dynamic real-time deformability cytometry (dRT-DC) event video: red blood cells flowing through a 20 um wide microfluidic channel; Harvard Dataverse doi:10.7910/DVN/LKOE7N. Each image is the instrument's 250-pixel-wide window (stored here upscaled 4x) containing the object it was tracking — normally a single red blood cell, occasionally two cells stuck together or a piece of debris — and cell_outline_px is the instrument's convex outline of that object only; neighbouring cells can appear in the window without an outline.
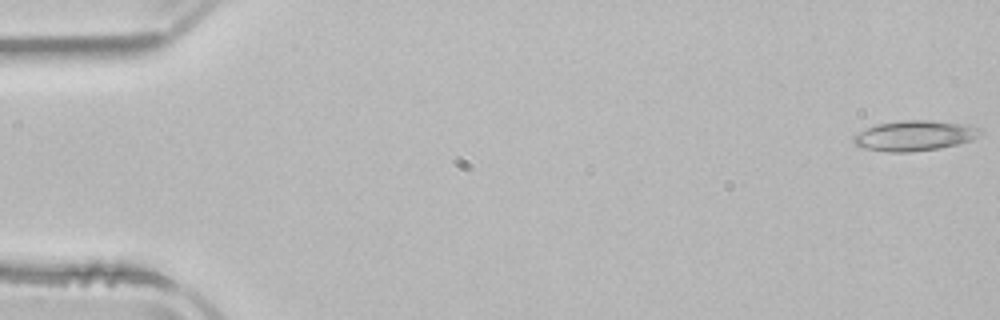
{"species": "common noctule bat (a hibernating species)", "species_latin": "Nyctalus noctula", "temperature_condition": "room temperature", "stored_images_in_passage": 6, "camera_frame_rate_fps": 3000, "um_per_image_px": 0.085, "animal": {"sex": "male", "body_mass_g": 21.5, "forearm_length_mm": 52.0}, "frame": {"image": 1, "passage_image": 1, "time_ms": 0.0, "image_size_px": [1000, 320], "cell_outline_px": [[984, 132], [972, 140], [940, 148], [912, 152], [888, 152], [864, 148], [856, 144], [852, 140], [852, 136], [856, 132], [876, 124], [900, 120], [932, 120], [972, 124], [984, 128]], "centroid_in_image_um": [77.79, 11.51], "position_along_channel_um": 7.2, "area_um2": 22.89}}
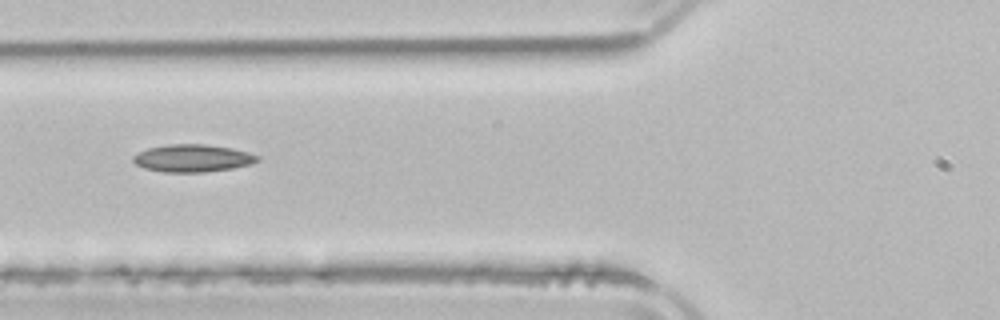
{"frame": {"image": 2, "passage_image": 6, "time_ms": 6.333, "image_size_px": [1000, 320], "cell_outline_px": [[260, 160], [252, 164], [232, 168], [204, 172], [164, 172], [144, 168], [136, 164], [132, 160], [132, 156], [136, 152], [148, 148], [168, 144], [204, 144], [232, 148], [248, 152], [260, 156]], "centroid_in_image_um": [16.36, 13.44], "position_along_channel_um": 109.4, "area_um2": 20.06}}